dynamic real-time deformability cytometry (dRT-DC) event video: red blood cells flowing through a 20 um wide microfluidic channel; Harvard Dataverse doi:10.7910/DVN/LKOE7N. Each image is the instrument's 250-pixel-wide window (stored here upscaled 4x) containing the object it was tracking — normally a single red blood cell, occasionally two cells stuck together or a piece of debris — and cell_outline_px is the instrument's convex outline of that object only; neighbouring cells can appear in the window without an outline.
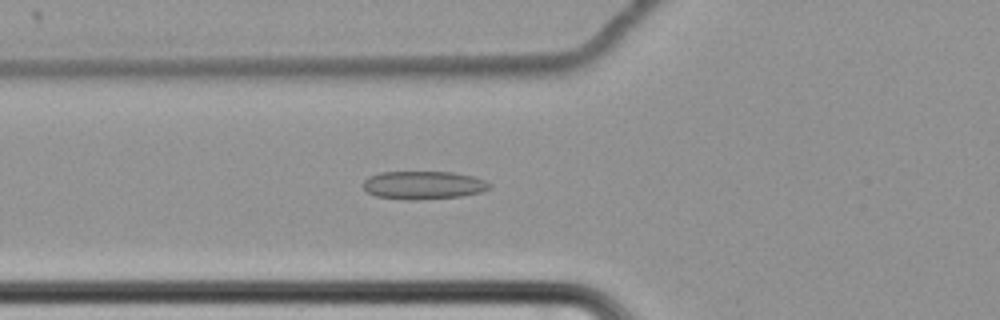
{"species": "common noctule bat (a hibernating species)", "species_latin": "Nyctalus noctula", "temperature_condition": "cold", "stored_images_in_passage": 51, "camera_frame_rate_fps": 3000, "um_per_image_px": 0.085, "animal": {"sex": "female", "body_mass_g": 22.7, "forearm_length_mm": 54.2}, "frame": {"image": 1, "passage_image": 14, "time_ms": 4.333, "image_size_px": [1000, 320], "cell_outline_px": [[492, 188], [484, 192], [464, 196], [416, 200], [408, 200], [376, 196], [368, 192], [364, 188], [364, 180], [368, 176], [380, 172], [452, 172], [472, 176], [484, 180], [492, 184]], "centroid_in_image_um": [36.04, 15.74], "position_along_channel_um": 89.8, "area_um2": 20.92}}
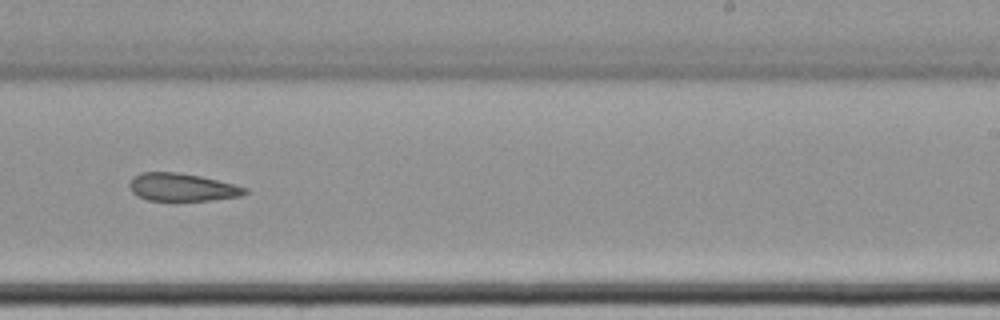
{"frame": {"image": 2, "passage_image": 30, "time_ms": 9.667, "image_size_px": [1000, 320], "cell_outline_px": [[248, 192], [240, 196], [212, 200], [148, 200], [132, 192], [128, 184], [140, 172], [176, 172], [200, 176], [236, 184], [248, 188]], "centroid_in_image_um": [15.52, 15.91], "position_along_channel_um": 273.5, "area_um2": 18.55}}
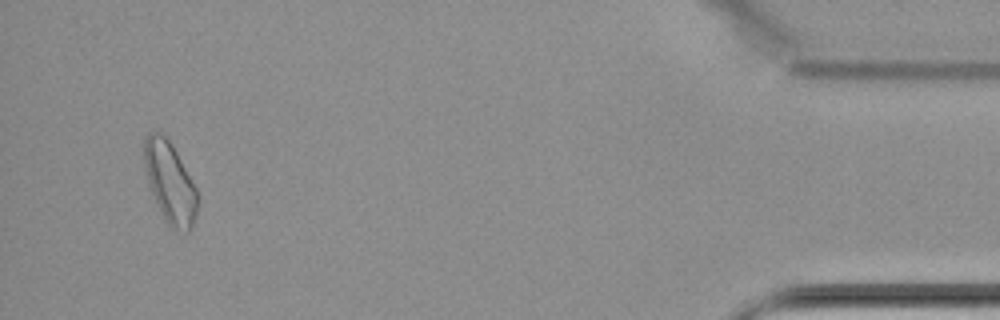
{"frame": {"image": 3, "passage_image": 49, "time_ms": 16.0, "image_size_px": [1000, 320], "cell_outline_px": [[200, 200], [196, 216], [188, 232], [176, 232], [164, 220], [148, 188], [144, 164], [144, 136], [148, 132], [164, 132], [176, 152], [196, 188], [200, 196]], "centroid_in_image_um": [14.44, 15.54], "position_along_channel_um": 420.8, "area_um2": 25.78}, "authors_computed_cell_mechanics": {"area_um2": 20.9236, "velocity_mm_per_s": 3.4499, "shape_relaxation_time_tau1_ms": null, "shape_relaxation_time_tau2_ms": 10.228, "deformation_change_tau1": null, "deformation_change_tau2": 0.1811}}